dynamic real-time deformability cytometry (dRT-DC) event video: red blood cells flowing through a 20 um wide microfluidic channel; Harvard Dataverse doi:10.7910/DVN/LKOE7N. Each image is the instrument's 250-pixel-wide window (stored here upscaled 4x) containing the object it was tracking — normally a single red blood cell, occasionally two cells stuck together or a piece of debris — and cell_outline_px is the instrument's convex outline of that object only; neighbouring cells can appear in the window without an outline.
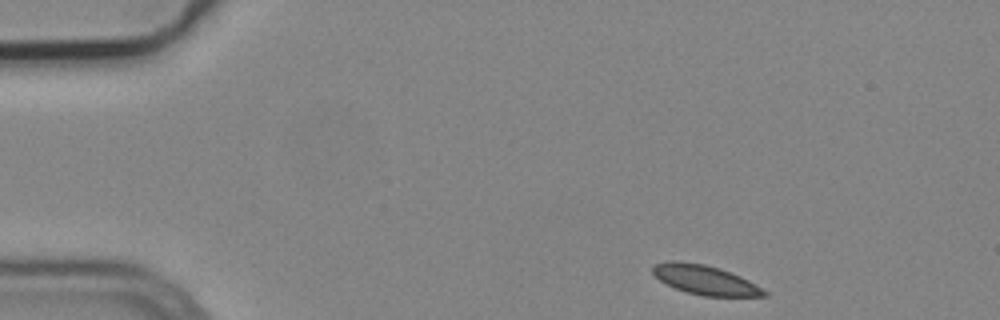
{"species": "common noctule bat (a hibernating species)", "species_latin": "Nyctalus noctula", "temperature_condition": "cold", "stored_images_in_passage": 48, "camera_frame_rate_fps": 3000, "um_per_image_px": 0.085, "animal": {"sex": "male", "body_mass_g": 19.2, "forearm_length_mm": 51.8}, "frame": {"image": 1, "passage_image": 1, "time_ms": 0.0, "image_size_px": [1000, 320], "cell_outline_px": [[768, 296], [704, 296], [688, 292], [676, 288], [660, 280], [652, 272], [652, 268], [656, 264], [672, 260], [680, 260], [704, 264], [720, 268], [740, 276], [748, 280], [768, 292]], "centroid_in_image_um": [59.94, 23.78], "position_along_channel_um": 25.1, "area_um2": 18.9}}
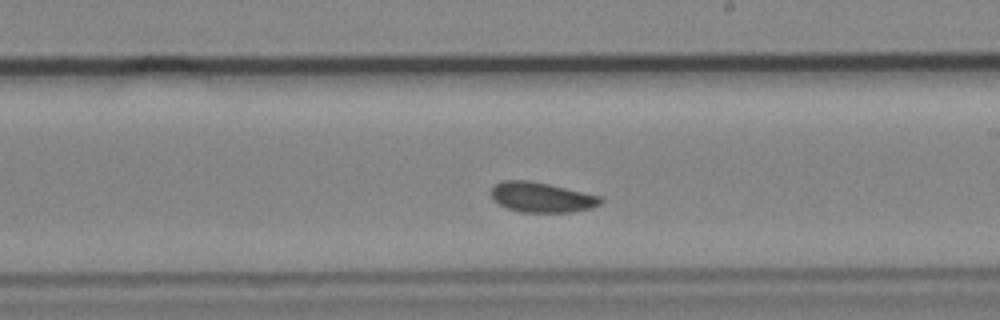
{"frame": {"image": 2, "passage_image": 25, "time_ms": 8.0, "image_size_px": [1000, 320], "cell_outline_px": [[604, 200], [600, 204], [592, 208], [572, 212], [520, 212], [508, 208], [492, 200], [492, 184], [500, 180], [528, 180], [548, 184], [600, 196]], "centroid_in_image_um": [46.01, 16.76], "position_along_channel_um": 243.0, "area_um2": 19.19}}
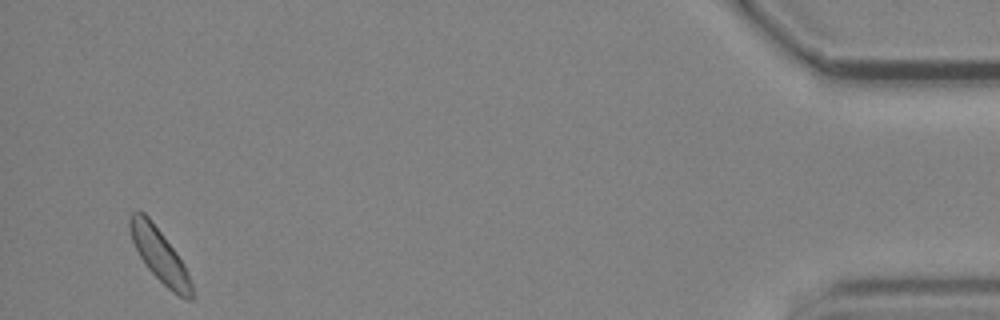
{"frame": {"image": 3, "passage_image": 46, "time_ms": 15.0, "image_size_px": [1000, 320], "cell_outline_px": [[192, 300], [188, 300], [172, 292], [144, 264], [132, 240], [128, 228], [128, 216], [136, 208], [140, 208], [148, 216], [176, 252], [184, 264], [188, 272], [192, 284]], "centroid_in_image_um": [13.53, 21.63], "position_along_channel_um": 421.7, "area_um2": 19.19}, "authors_computed_cell_mechanics": {"area_um2": 19.1896, "velocity_mm_per_s": 3.7067, "shape_relaxation_time_tau1_ms": 6.538, "shape_relaxation_time_tau2_ms": 4.5042, "deformation_change_tau1": 0.0647, "deformation_change_tau2": 0.0619}}